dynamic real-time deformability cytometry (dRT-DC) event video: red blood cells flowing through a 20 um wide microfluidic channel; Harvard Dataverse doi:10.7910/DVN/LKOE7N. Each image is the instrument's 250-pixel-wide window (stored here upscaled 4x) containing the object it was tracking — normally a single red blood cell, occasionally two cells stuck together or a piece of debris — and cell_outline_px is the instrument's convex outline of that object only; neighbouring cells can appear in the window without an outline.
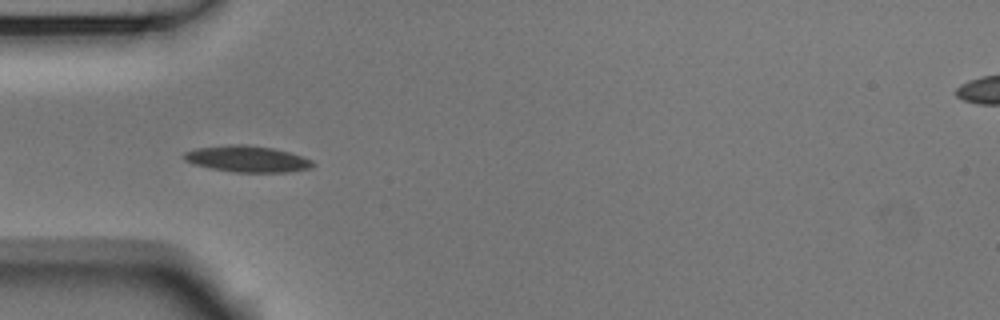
{"species": "Egyptian fruit bat (a non-hibernating species)", "species_latin": "Rousettus aegyptiacus", "temperature_condition": "room temperature", "stored_images_in_passage": 12, "camera_frame_rate_fps": 3000, "um_per_image_px": 0.085, "animal": {"sex": "male"}, "frame": {"image": 1, "passage_image": 3, "time_ms": 0.667, "image_size_px": [1000, 320], "cell_outline_px": [[316, 164], [312, 168], [288, 172], [232, 172], [192, 164], [184, 160], [184, 152], [196, 148], [228, 144], [248, 144], [272, 148], [288, 152], [312, 160]], "centroid_in_image_um": [21.01, 13.51], "position_along_channel_um": 64.0, "area_um2": 19.83}}
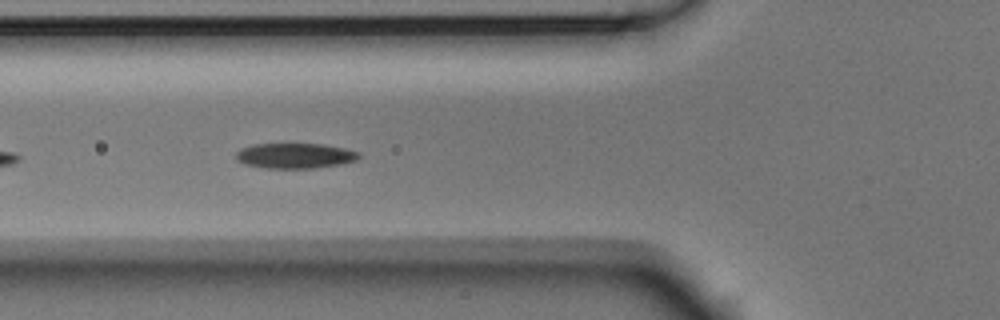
{"frame": {"image": 2, "passage_image": 6, "time_ms": 1.667, "image_size_px": [1000, 320], "cell_outline_px": [[360, 156], [356, 160], [340, 164], [312, 168], [264, 168], [244, 164], [236, 160], [236, 152], [240, 148], [252, 144], [324, 144], [344, 148], [360, 152]], "centroid_in_image_um": [25.04, 13.23], "position_along_channel_um": 100.8, "area_um2": 18.15}}
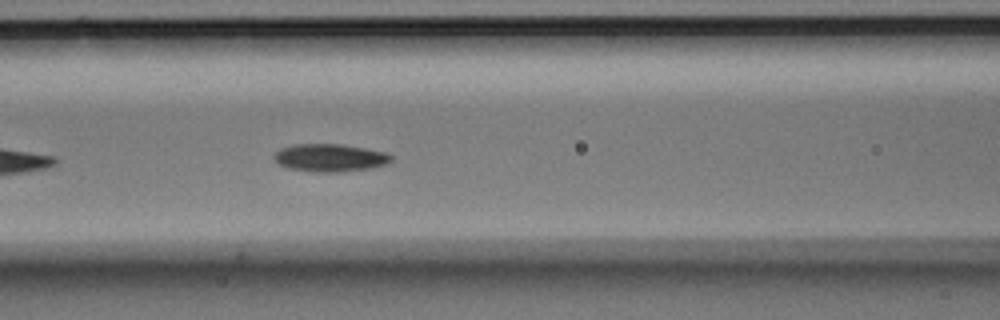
{"frame": {"image": 3, "passage_image": 9, "time_ms": 2.667, "image_size_px": [1000, 320], "cell_outline_px": [[392, 160], [388, 164], [372, 168], [340, 172], [316, 172], [288, 168], [280, 164], [276, 160], [276, 152], [280, 148], [292, 144], [340, 144], [364, 148], [384, 152], [392, 156]], "centroid_in_image_um": [28.08, 13.41], "position_along_channel_um": 138.5, "area_um2": 18.84}}